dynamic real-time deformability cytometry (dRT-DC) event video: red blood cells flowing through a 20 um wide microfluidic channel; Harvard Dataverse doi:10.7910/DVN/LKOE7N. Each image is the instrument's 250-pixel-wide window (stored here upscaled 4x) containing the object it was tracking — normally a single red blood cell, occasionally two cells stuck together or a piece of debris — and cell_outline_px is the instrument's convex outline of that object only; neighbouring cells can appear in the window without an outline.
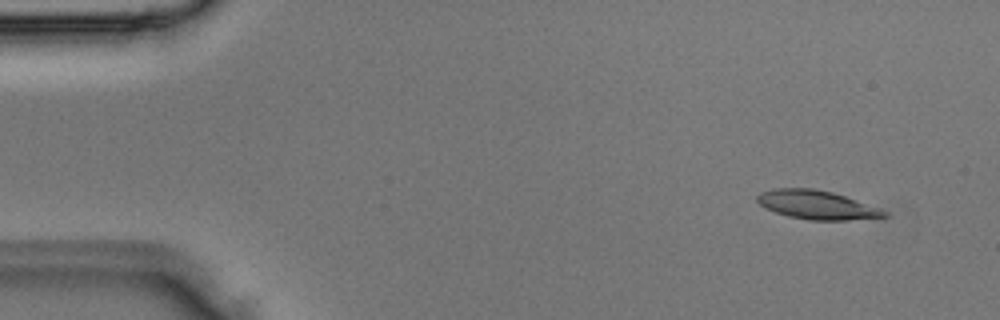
{"species": "Egyptian fruit bat (a non-hibernating species)", "species_latin": "Rousettus aegyptiacus", "temperature_condition": "room temperature", "stored_images_in_passage": 2, "camera_frame_rate_fps": 3000, "um_per_image_px": 0.085, "animal": {"sex": "male"}, "frame": {"image": 1, "passage_image": 1, "time_ms": 0.0, "image_size_px": [1000, 320], "cell_outline_px": [[892, 216], [848, 220], [808, 220], [788, 216], [764, 208], [756, 200], [756, 196], [760, 192], [772, 188], [812, 188], [832, 192], [856, 200], [888, 212]], "centroid_in_image_um": [69.39, 17.41], "position_along_channel_um": 15.6, "area_um2": 21.27}}